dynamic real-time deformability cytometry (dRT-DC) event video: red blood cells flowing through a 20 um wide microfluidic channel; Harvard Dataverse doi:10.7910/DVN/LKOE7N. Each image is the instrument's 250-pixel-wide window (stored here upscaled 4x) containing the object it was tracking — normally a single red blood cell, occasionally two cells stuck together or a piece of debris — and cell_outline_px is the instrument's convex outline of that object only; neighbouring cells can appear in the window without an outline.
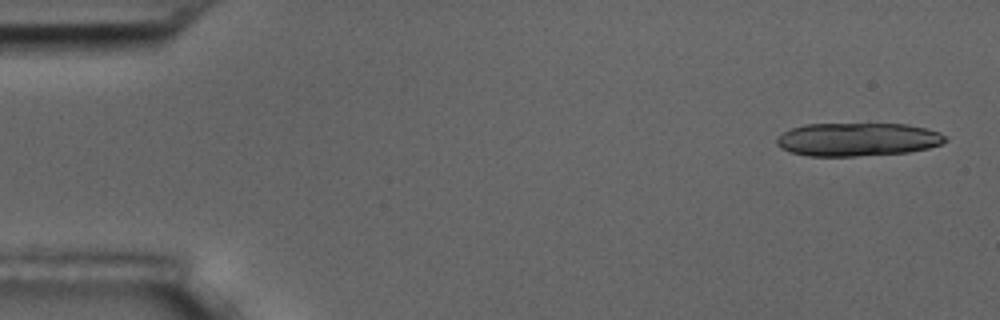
{"species": "common noctule bat (a hibernating species)", "species_latin": "Nyctalus noctula", "temperature_condition": "room temperature", "stored_images_in_passage": 5, "camera_frame_rate_fps": 3000, "um_per_image_px": 0.085, "animal": {"sex": "male", "body_mass_g": 17.5, "forearm_length_mm": 52.3}, "frame": {"image": 1, "passage_image": 1, "time_ms": 0.0, "image_size_px": [1000, 320], "cell_outline_px": [[948, 140], [940, 144], [928, 148], [908, 152], [856, 156], [808, 156], [788, 152], [780, 148], [776, 144], [776, 140], [784, 132], [792, 128], [804, 124], [908, 124], [928, 128], [940, 132], [948, 136]], "centroid_in_image_um": [72.92, 11.85], "position_along_channel_um": 12.1, "area_um2": 32.95}}
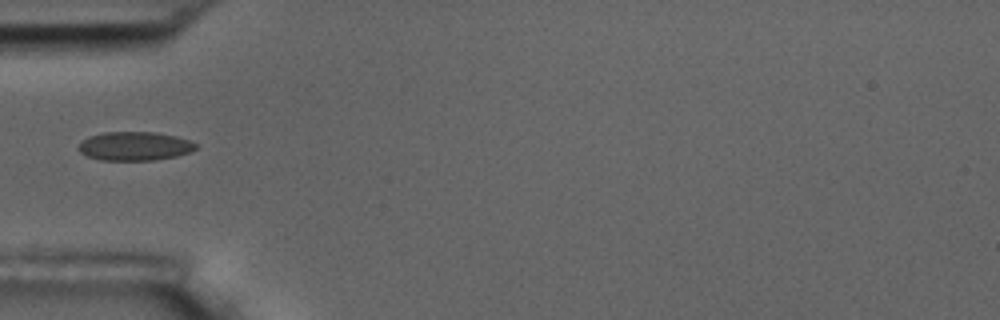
{"frame": {"image": 2, "passage_image": 5, "time_ms": 5.333, "image_size_px": [1000, 320], "cell_outline_px": [[196, 148], [188, 152], [176, 156], [156, 160], [100, 160], [88, 156], [80, 152], [76, 148], [80, 140], [88, 136], [104, 132], [156, 132], [176, 136], [188, 140], [196, 144]], "centroid_in_image_um": [11.38, 12.41], "position_along_channel_um": 73.6, "area_um2": 19.77}}